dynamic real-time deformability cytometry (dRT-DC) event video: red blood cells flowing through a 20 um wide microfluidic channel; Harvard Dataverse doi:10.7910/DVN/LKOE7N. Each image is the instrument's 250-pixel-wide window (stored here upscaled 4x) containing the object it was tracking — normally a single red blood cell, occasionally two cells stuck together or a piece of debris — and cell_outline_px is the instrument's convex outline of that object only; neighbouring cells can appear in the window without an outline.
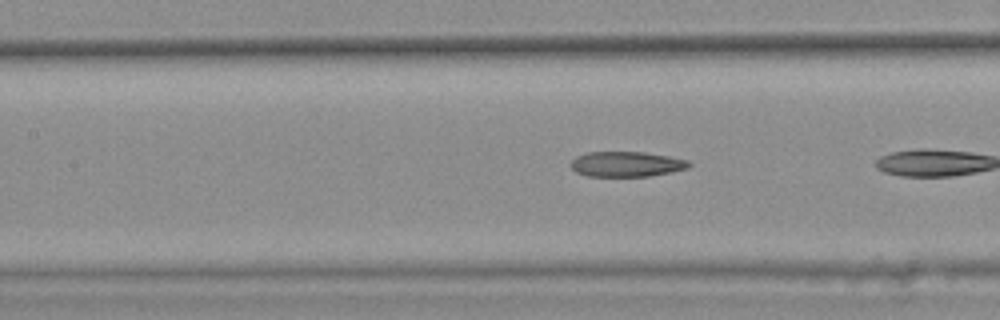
{"species": "common noctule bat (a hibernating species)", "species_latin": "Nyctalus noctula", "temperature_condition": "warm", "stored_images_in_passage": 9, "camera_frame_rate_fps": 3000, "um_per_image_px": 0.085, "animal": {"sex": "female", "body_mass_g": 25.1}, "frame": {"image": 1, "passage_image": 8, "time_ms": 2.333, "image_size_px": [1000, 320], "cell_outline_px": [[692, 164], [688, 168], [672, 172], [648, 176], [588, 176], [576, 172], [572, 168], [572, 160], [576, 156], [584, 152], [644, 152], [668, 156], [688, 160]], "centroid_in_image_um": [53.26, 13.94], "position_along_channel_um": 154.1, "area_um2": 17.34}}